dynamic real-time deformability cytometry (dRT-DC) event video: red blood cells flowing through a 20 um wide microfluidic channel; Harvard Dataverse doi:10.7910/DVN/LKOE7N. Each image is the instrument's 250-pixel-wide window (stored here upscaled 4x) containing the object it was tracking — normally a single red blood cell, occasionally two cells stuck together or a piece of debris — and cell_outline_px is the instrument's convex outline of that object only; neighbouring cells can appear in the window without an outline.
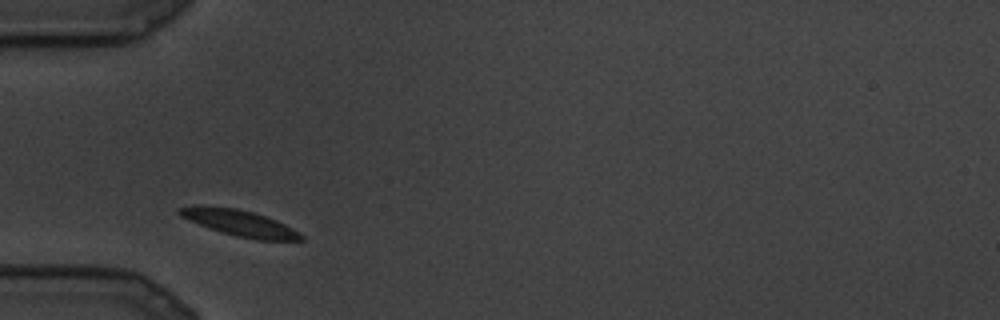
{"species": "common noctule bat (a hibernating species)", "species_latin": "Nyctalus noctula", "temperature_condition": "cold", "stored_images_in_passage": 17, "camera_frame_rate_fps": 3000, "um_per_image_px": 0.085, "animal": {"sex": "male", "body_mass_g": 19.5, "forearm_length_mm": 54.6}, "frame": {"image": 1, "passage_image": 1, "time_ms": 0.0, "image_size_px": [1000, 320], "cell_outline_px": [[304, 240], [256, 240], [236, 236], [200, 224], [180, 216], [176, 212], [180, 208], [236, 208], [252, 212], [276, 220], [300, 232], [304, 236]], "centroid_in_image_um": [20.52, 19.01], "position_along_channel_um": 64.5, "area_um2": 17.51}}
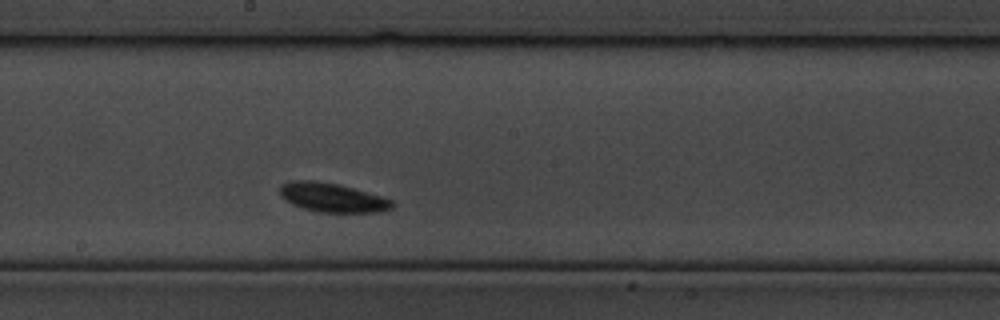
{"frame": {"image": 2, "passage_image": 8, "time_ms": 2.333, "image_size_px": [1000, 320], "cell_outline_px": [[396, 204], [392, 208], [376, 212], [320, 212], [304, 208], [292, 204], [280, 196], [280, 184], [288, 180], [316, 180], [340, 184], [380, 196], [392, 200]], "centroid_in_image_um": [28.21, 16.77], "position_along_channel_um": 220.0, "area_um2": 19.07}}
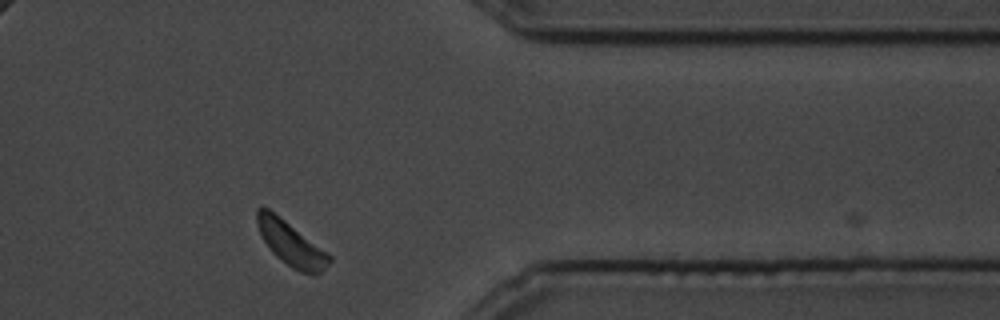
{"frame": {"image": 3, "passage_image": 15, "time_ms": 4.667, "image_size_px": [1000, 320], "cell_outline_px": [[332, 260], [320, 272], [312, 276], [300, 272], [292, 268], [280, 260], [272, 252], [260, 236], [256, 220], [256, 208], [260, 204], [268, 208], [328, 252], [332, 256]], "centroid_in_image_um": [24.71, 20.7], "position_along_channel_um": 386.7, "area_um2": 18.79}}